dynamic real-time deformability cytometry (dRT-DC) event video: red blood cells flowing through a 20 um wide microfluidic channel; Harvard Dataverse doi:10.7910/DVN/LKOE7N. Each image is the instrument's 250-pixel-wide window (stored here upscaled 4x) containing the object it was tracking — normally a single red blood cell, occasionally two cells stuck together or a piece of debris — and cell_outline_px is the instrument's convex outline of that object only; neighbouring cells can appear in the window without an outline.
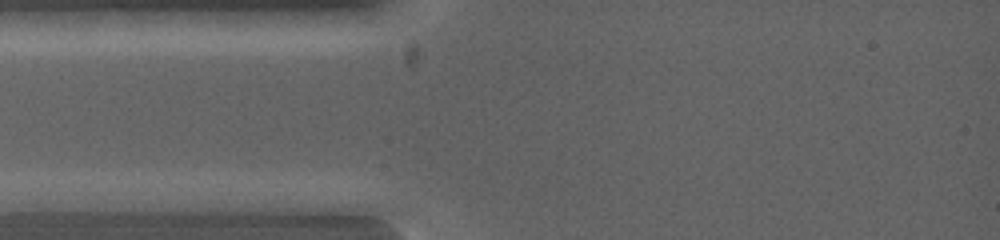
{"species": "common noctule bat (a hibernating species)", "species_latin": "Nyctalus noctula", "temperature_condition": "warm", "stored_images_in_passage": 3, "camera_frame_rate_fps": 5000, "um_per_image_px": 0.085, "animal": {"sex": "female", "body_mass_g": 19.0, "forearm_length_mm": 53.3}, "frame": {"image": 1, "passage_image": 1, "time_ms": 0.0, "image_size_px": [1000, 240], "cell_outline_px": [[124, 200], [88, 212], [20, 212], [20, 200], [48, 192], [100, 192]], "centroid_in_image_um": [5.7, 17.18], "position_along_channel_um": 79.3, "area_um2": 11.96}}